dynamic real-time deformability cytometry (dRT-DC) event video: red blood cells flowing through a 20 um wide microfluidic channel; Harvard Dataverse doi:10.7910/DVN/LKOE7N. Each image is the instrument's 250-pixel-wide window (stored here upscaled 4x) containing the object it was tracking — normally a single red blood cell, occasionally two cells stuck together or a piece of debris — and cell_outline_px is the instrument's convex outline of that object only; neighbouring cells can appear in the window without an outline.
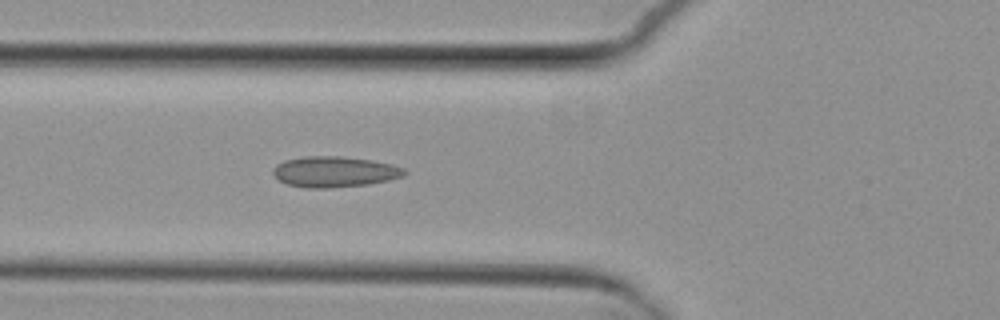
{"species": "common noctule bat (a hibernating species)", "species_latin": "Nyctalus noctula", "temperature_condition": "cold", "stored_images_in_passage": 6, "camera_frame_rate_fps": 3000, "um_per_image_px": 0.085, "animal": {"sex": "female", "body_mass_g": 29.2, "forearm_length_mm": 56.3}, "frame": {"image": 1, "passage_image": 6, "time_ms": 6.667, "image_size_px": [1000, 320], "cell_outline_px": [[408, 172], [404, 176], [388, 180], [368, 184], [328, 188], [304, 188], [288, 184], [280, 180], [272, 172], [272, 168], [276, 164], [284, 160], [304, 156], [340, 156], [372, 160], [392, 164], [404, 168]], "centroid_in_image_um": [28.43, 14.59], "position_along_channel_um": 97.4, "area_um2": 23.64}}